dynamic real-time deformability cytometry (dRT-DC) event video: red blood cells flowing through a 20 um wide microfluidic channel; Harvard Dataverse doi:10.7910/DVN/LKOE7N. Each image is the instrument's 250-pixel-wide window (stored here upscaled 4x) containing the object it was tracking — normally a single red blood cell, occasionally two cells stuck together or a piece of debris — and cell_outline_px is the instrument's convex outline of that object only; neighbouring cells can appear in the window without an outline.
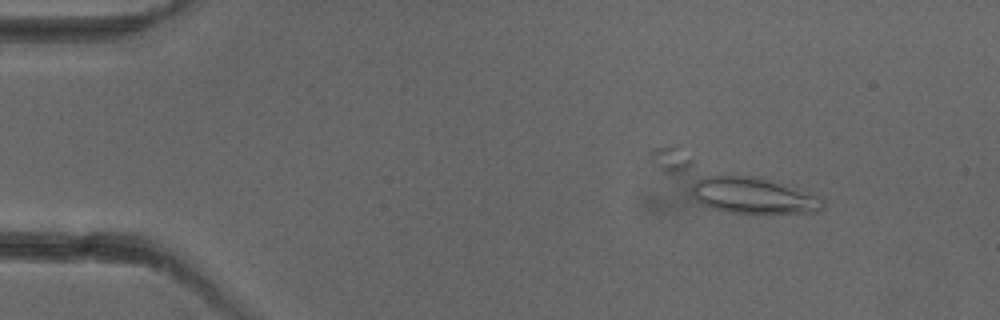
{"species": "common noctule bat (a hibernating species)", "species_latin": "Nyctalus noctula", "temperature_condition": "cold", "stored_images_in_passage": 5, "segment_of_instrument_passage": [1, 2], "camera_frame_rate_fps": 3000, "um_per_image_px": 0.085, "animal": {"sex": "female"}, "frame": {"image": 1, "passage_image": 2, "time_ms": 1.0, "image_size_px": [1000, 320], "cell_outline_px": [[824, 204], [820, 212], [728, 212], [712, 208], [700, 204], [664, 172], [660, 168], [656, 152], [656, 148], [676, 144], [824, 196]], "centroid_in_image_um": [62.29, 15.69], "position_along_channel_um": 22.7, "area_um2": 44.62}}